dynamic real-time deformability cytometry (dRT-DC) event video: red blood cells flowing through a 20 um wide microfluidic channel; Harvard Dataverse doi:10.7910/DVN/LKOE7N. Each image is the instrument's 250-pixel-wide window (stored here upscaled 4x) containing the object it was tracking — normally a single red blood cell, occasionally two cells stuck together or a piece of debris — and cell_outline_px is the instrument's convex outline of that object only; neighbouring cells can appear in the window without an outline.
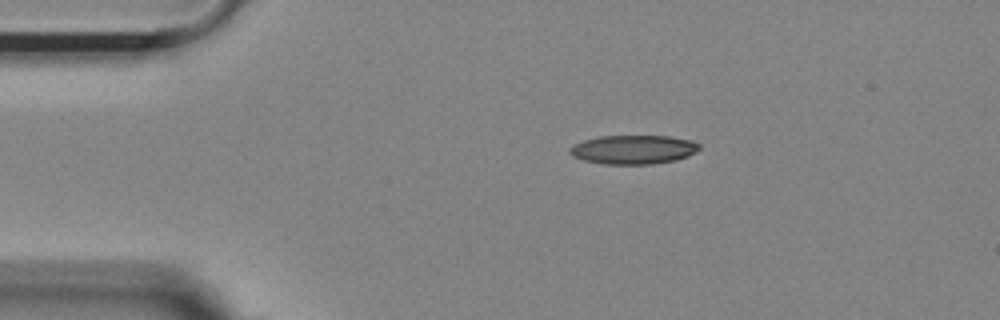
{"species": "Egyptian fruit bat (a non-hibernating species)", "species_latin": "Rousettus aegyptiacus", "temperature_condition": "room temperature", "stored_images_in_passage": 45, "camera_frame_rate_fps": 3000, "um_per_image_px": 0.085, "animal": {"sex": "female"}, "frame": {"image": 1, "passage_image": 1, "time_ms": 0.0, "image_size_px": [1000, 320], "cell_outline_px": [[700, 148], [696, 152], [688, 156], [676, 160], [652, 164], [604, 164], [584, 160], [572, 156], [568, 152], [568, 148], [572, 144], [584, 140], [600, 136], [668, 136], [692, 140], [700, 144]], "centroid_in_image_um": [53.83, 12.71], "position_along_channel_um": 31.2, "area_um2": 22.02}}
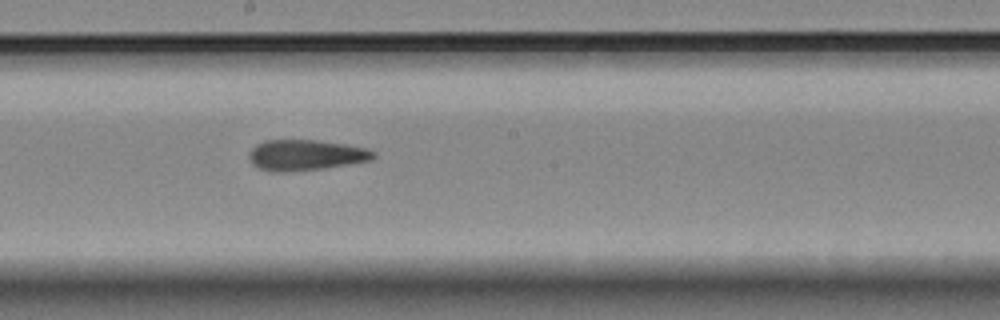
{"frame": {"image": 2, "passage_image": 20, "time_ms": 6.333, "image_size_px": [1000, 320], "cell_outline_px": [[376, 156], [372, 160], [324, 168], [284, 172], [272, 172], [256, 168], [252, 164], [248, 156], [248, 152], [256, 144], [264, 140], [316, 140], [344, 144], [368, 148], [376, 152]], "centroid_in_image_um": [25.96, 13.18], "position_along_channel_um": 222.2, "area_um2": 22.48}}
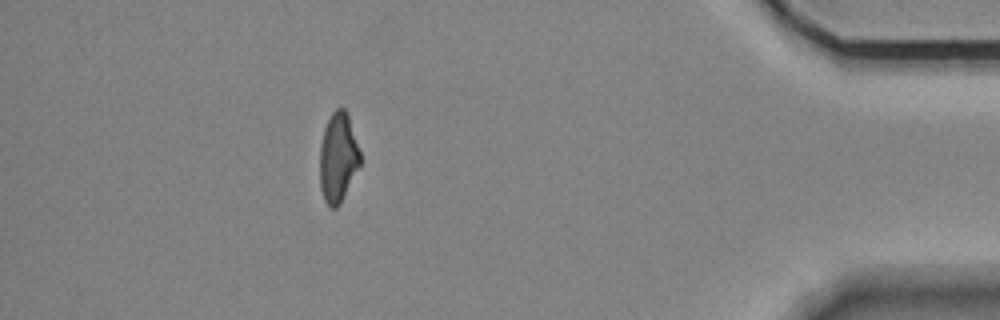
{"frame": {"image": 3, "passage_image": 39, "time_ms": 12.667, "image_size_px": [1000, 320], "cell_outline_px": [[360, 164], [340, 204], [336, 208], [332, 208], [324, 200], [320, 188], [320, 144], [324, 128], [332, 112], [336, 108], [344, 108], [348, 116], [360, 152]], "centroid_in_image_um": [28.72, 13.4], "position_along_channel_um": 406.5, "area_um2": 20.81}, "authors_computed_cell_mechanics": {"area_um2": 22.1374, "velocity_mm_per_s": 3.6949, "shape_relaxation_time_tau1_ms": null, "shape_relaxation_time_tau2_ms": 4.573, "deformation_change_tau1": null, "deformation_change_tau2": 0.1484}}